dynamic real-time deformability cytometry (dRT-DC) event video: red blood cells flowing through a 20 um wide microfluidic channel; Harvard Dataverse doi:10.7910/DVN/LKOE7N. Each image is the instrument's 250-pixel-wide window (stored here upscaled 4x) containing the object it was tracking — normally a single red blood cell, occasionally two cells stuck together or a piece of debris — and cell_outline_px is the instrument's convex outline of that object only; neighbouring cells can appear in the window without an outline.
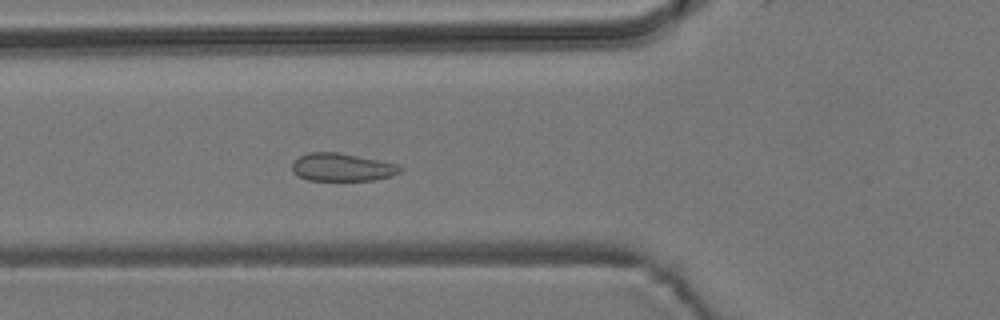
{"species": "common noctule bat (a hibernating species)", "species_latin": "Nyctalus noctula", "temperature_condition": "room temperature", "stored_images_in_passage": 4, "camera_frame_rate_fps": 3000, "um_per_image_px": 0.085, "animal": {"sex": "male", "body_mass_g": 19.2, "forearm_length_mm": 51.8}, "frame": {"image": 1, "passage_image": 4, "time_ms": 3.667, "image_size_px": [1000, 320], "cell_outline_px": [[404, 168], [400, 172], [392, 176], [376, 180], [308, 180], [292, 172], [292, 164], [300, 156], [308, 152], [336, 152], [380, 160], [400, 164]], "centroid_in_image_um": [29.13, 14.21], "position_along_channel_um": 96.7, "area_um2": 17.63}}